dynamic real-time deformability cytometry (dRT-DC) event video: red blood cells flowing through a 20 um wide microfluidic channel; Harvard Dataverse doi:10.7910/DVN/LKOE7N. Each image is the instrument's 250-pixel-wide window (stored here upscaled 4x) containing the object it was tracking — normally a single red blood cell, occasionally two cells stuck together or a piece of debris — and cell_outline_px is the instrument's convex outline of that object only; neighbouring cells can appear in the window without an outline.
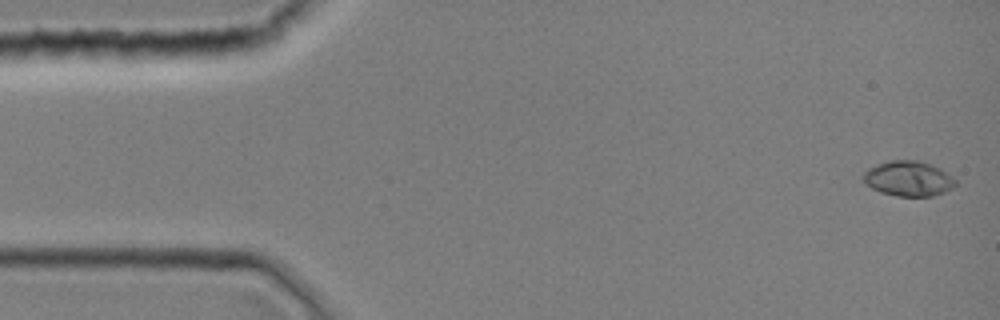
{"species": "common noctule bat (a hibernating species)", "species_latin": "Nyctalus noctula", "temperature_condition": "room temperature", "stored_images_in_passage": 9, "camera_frame_rate_fps": 3000, "um_per_image_px": 0.085, "animal": {"sex": "female", "body_mass_g": 19.0, "forearm_length_mm": 51.5}, "frame": {"image": 1, "passage_image": 1, "time_ms": 0.0, "image_size_px": [1000, 320], "cell_outline_px": [[956, 184], [952, 188], [944, 192], [932, 196], [896, 196], [880, 192], [864, 184], [860, 176], [868, 168], [876, 164], [892, 160], [916, 160], [932, 164], [940, 168], [956, 180]], "centroid_in_image_um": [77.17, 15.18], "position_along_channel_um": 7.8, "area_um2": 19.07}}